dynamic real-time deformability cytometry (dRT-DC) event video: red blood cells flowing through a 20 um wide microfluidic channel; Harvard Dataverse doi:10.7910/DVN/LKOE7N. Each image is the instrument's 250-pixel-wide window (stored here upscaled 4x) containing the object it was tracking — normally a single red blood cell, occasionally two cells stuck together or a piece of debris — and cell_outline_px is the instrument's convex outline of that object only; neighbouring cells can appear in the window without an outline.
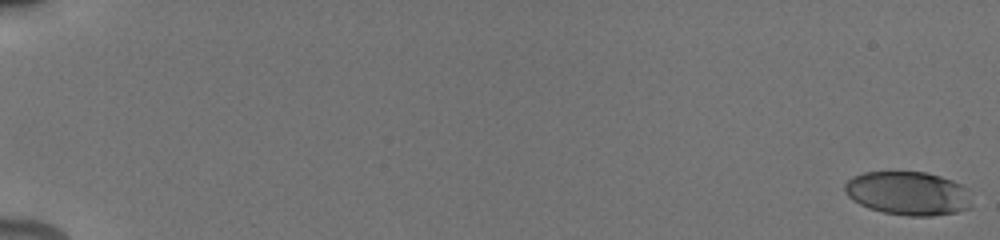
{"species": "human", "species_latin": "Homo sapiens", "temperature_condition": "cold", "stored_images_in_passage": 32, "camera_frame_rate_fps": 3000, "um_per_image_px": 0.085, "donor": {"sex": "male"}, "frame": {"image": 1, "passage_image": 1, "time_ms": 0.0, "image_size_px": [1000, 240], "cell_outline_px": [[972, 208], [956, 212], [932, 216], [908, 216], [884, 212], [868, 208], [852, 200], [844, 192], [844, 184], [852, 176], [864, 172], [924, 172], [940, 176], [952, 180], [968, 188]], "centroid_in_image_um": [77.19, 16.43], "position_along_channel_um": 7.8, "area_um2": 32.54}}
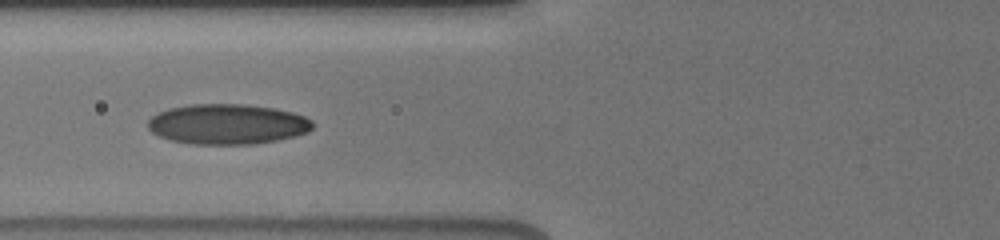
{"frame": {"image": 2, "passage_image": 20, "time_ms": 8.0, "image_size_px": [1000, 240], "cell_outline_px": [[312, 128], [308, 132], [296, 136], [256, 144], [192, 144], [172, 140], [160, 136], [152, 132], [148, 128], [148, 120], [152, 116], [168, 108], [188, 104], [244, 104], [272, 108], [292, 112], [304, 116], [312, 120]], "centroid_in_image_um": [19.33, 10.55], "position_along_channel_um": 106.5, "area_um2": 38.61}}
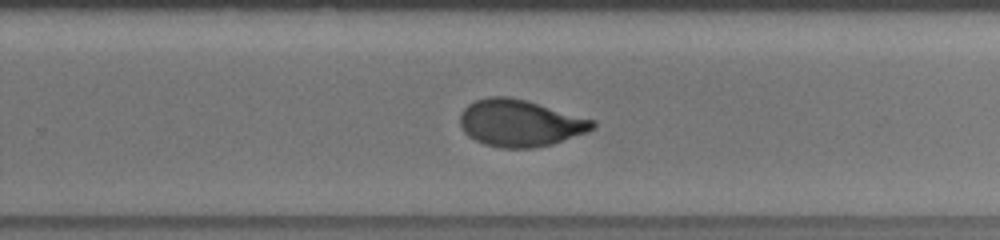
{"frame": {"image": 3, "passage_image": 31, "time_ms": 12.667, "image_size_px": [1000, 240], "cell_outline_px": [[596, 124], [588, 132], [552, 144], [532, 148], [500, 148], [484, 144], [468, 136], [464, 132], [460, 124], [460, 112], [468, 104], [476, 100], [488, 96], [508, 96], [528, 100], [596, 120]], "centroid_in_image_um": [44.2, 10.45], "position_along_channel_um": 285.6, "area_um2": 36.53}}